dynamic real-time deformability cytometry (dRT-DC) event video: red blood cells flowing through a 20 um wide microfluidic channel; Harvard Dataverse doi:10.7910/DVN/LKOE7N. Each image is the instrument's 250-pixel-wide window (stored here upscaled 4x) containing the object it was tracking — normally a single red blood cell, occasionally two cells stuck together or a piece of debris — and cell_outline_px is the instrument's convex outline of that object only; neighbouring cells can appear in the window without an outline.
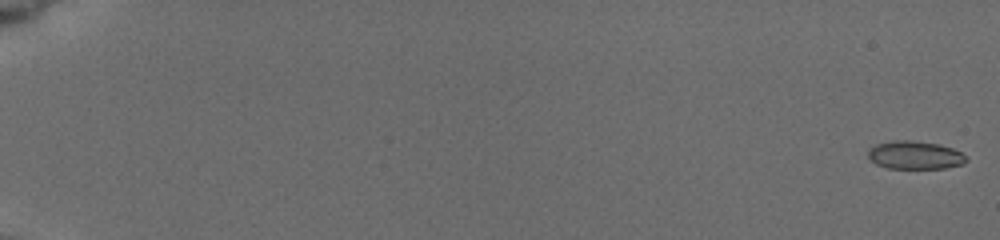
{"species": "common noctule bat (a hibernating species)", "species_latin": "Nyctalus noctula", "temperature_condition": "cold", "stored_images_in_passage": 32, "camera_frame_rate_fps": 3000, "um_per_image_px": 0.085, "animal": {"sex": "female", "body_mass_g": 19.5, "forearm_length_mm": 54.1}, "frame": {"image": 1, "passage_image": 1, "time_ms": 0.0, "image_size_px": [1000, 240], "cell_outline_px": [[968, 160], [960, 164], [944, 168], [888, 168], [876, 164], [868, 156], [868, 148], [876, 144], [892, 140], [912, 140], [940, 144], [952, 148], [960, 152]], "centroid_in_image_um": [77.73, 13.17], "position_along_channel_um": 7.3, "area_um2": 16.01}}
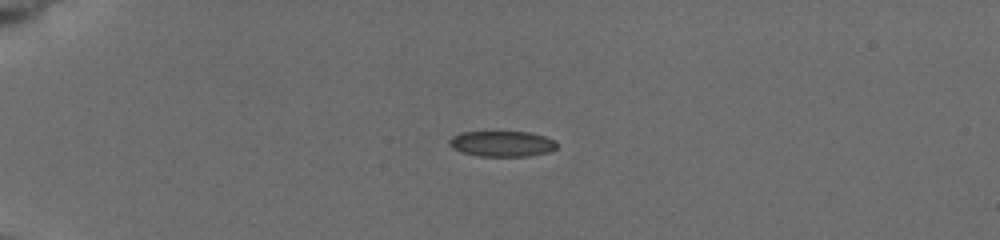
{"frame": {"image": 2, "passage_image": 25, "time_ms": 5.0, "image_size_px": [1000, 240], "cell_outline_px": [[556, 148], [548, 152], [528, 156], [480, 156], [460, 152], [452, 148], [448, 144], [448, 140], [452, 136], [460, 132], [528, 132], [544, 136], [556, 140]], "centroid_in_image_um": [42.63, 12.22], "position_along_channel_um": 42.4, "area_um2": 16.13}}
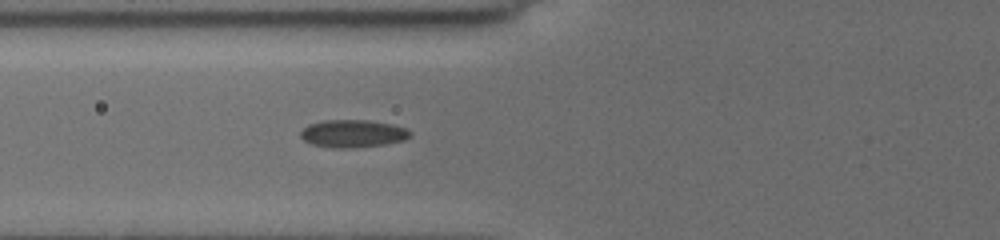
{"frame": {"image": 3, "passage_image": 32, "time_ms": 7.667, "image_size_px": [1000, 240], "cell_outline_px": [[412, 136], [404, 140], [384, 144], [356, 148], [332, 148], [312, 144], [304, 140], [300, 136], [300, 132], [308, 124], [324, 120], [368, 120], [392, 124], [404, 128], [412, 132]], "centroid_in_image_um": [29.99, 11.36], "position_along_channel_um": 95.8, "area_um2": 17.74}}